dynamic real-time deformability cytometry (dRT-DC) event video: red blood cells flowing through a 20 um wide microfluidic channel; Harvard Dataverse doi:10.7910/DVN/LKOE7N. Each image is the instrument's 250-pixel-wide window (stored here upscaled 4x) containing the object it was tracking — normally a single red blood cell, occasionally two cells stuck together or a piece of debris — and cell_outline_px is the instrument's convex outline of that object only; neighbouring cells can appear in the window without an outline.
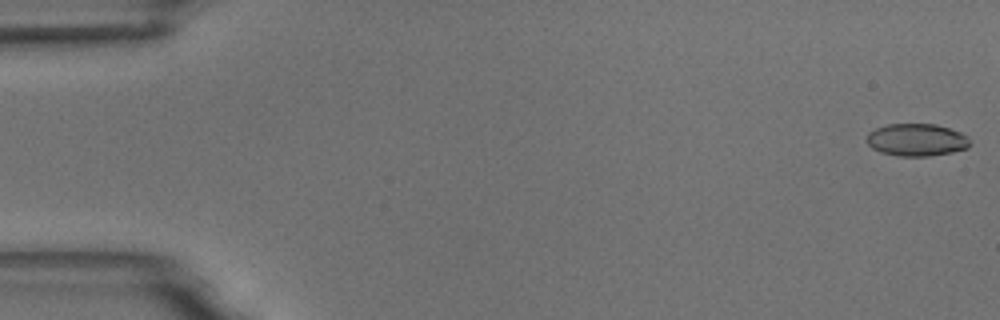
{"species": "common noctule bat (a hibernating species)", "species_latin": "Nyctalus noctula", "temperature_condition": "room temperature", "stored_images_in_passage": 5, "camera_frame_rate_fps": 3000, "um_per_image_px": 0.085, "animal": {"sex": "male", "body_mass_g": 18.8}, "frame": {"image": 1, "passage_image": 1, "time_ms": 0.0, "image_size_px": [1000, 320], "cell_outline_px": [[972, 144], [968, 148], [952, 152], [928, 156], [900, 156], [880, 152], [872, 148], [868, 144], [868, 132], [876, 128], [888, 124], [936, 124], [960, 132], [968, 136]], "centroid_in_image_um": [77.94, 11.89], "position_along_channel_um": 7.1, "area_um2": 19.54}}
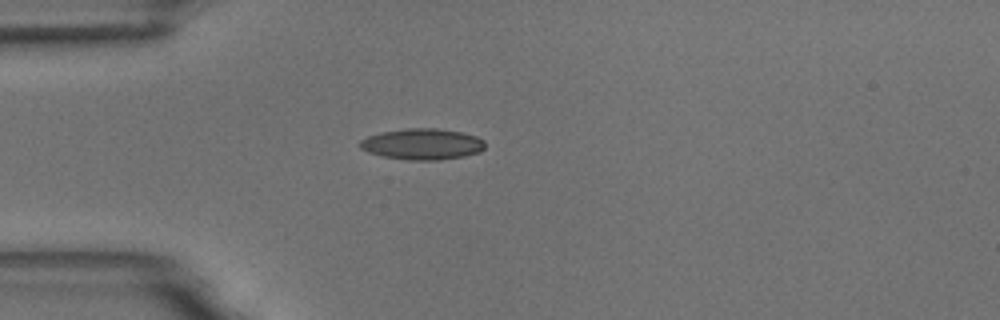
{"frame": {"image": 2, "passage_image": 5, "time_ms": 4.667, "image_size_px": [1000, 320], "cell_outline_px": [[484, 148], [480, 152], [464, 156], [436, 160], [408, 160], [384, 156], [368, 152], [360, 148], [360, 140], [368, 136], [380, 132], [408, 128], [436, 128], [460, 132], [476, 136], [484, 140]], "centroid_in_image_um": [35.89, 12.24], "position_along_channel_um": 49.1, "area_um2": 22.54}}